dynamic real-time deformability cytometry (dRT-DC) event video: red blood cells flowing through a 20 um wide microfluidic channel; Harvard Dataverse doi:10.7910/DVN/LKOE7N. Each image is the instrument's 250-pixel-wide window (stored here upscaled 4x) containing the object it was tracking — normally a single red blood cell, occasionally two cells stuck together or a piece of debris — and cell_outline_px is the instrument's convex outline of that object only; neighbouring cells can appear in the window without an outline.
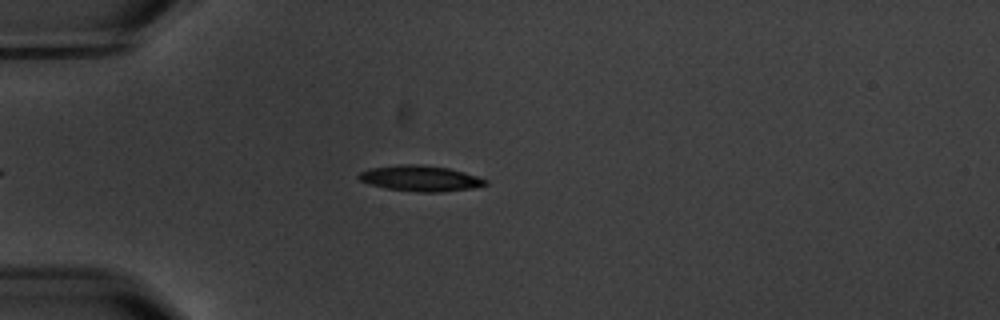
{"species": "common noctule bat (a hibernating species)", "species_latin": "Nyctalus noctula", "temperature_condition": "warm", "stored_images_in_passage": 6, "camera_frame_rate_fps": 3000, "um_per_image_px": 0.085, "animal": {"sex": "male", "body_mass_g": 20.1, "forearm_length_mm": 53.5}, "frame": {"image": 1, "passage_image": 4, "time_ms": 3.667, "image_size_px": [1000, 320], "cell_outline_px": [[488, 184], [472, 188], [440, 192], [420, 192], [384, 188], [368, 184], [360, 180], [356, 176], [360, 172], [368, 168], [400, 164], [420, 164], [448, 168], [464, 172], [488, 180]], "centroid_in_image_um": [35.69, 15.15], "position_along_channel_um": 49.3, "area_um2": 19.07}}